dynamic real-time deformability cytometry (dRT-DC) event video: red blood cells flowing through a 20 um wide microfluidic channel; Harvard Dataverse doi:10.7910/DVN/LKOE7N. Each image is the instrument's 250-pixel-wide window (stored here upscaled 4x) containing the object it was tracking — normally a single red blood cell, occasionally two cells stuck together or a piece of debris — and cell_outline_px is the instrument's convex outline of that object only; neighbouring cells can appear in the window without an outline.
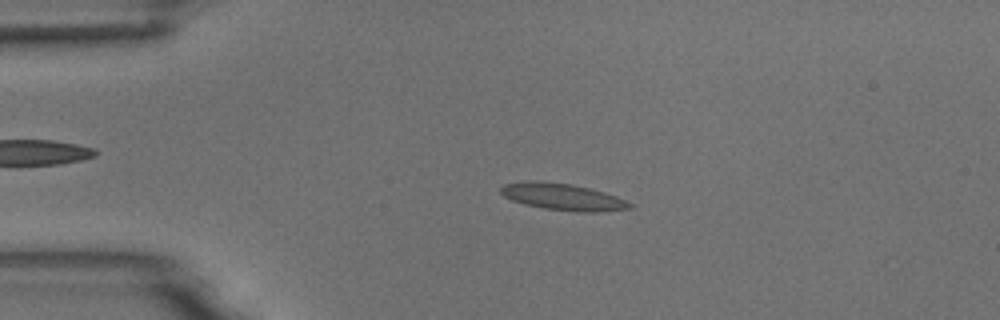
{"species": "common noctule bat (a hibernating species)", "species_latin": "Nyctalus noctula", "temperature_condition": "room temperature", "stored_images_in_passage": 54, "camera_frame_rate_fps": 3000, "um_per_image_px": 0.085, "animal": {"sex": "male", "body_mass_g": 18.8}, "frame": {"image": 1, "passage_image": 11, "time_ms": 3.333, "image_size_px": [1000, 320], "cell_outline_px": [[632, 208], [596, 212], [584, 212], [544, 208], [524, 204], [512, 200], [504, 196], [500, 192], [500, 188], [504, 184], [524, 180], [536, 180], [572, 184], [604, 192], [616, 196], [632, 204]], "centroid_in_image_um": [47.79, 16.71], "position_along_channel_um": 37.2, "area_um2": 20.0}}
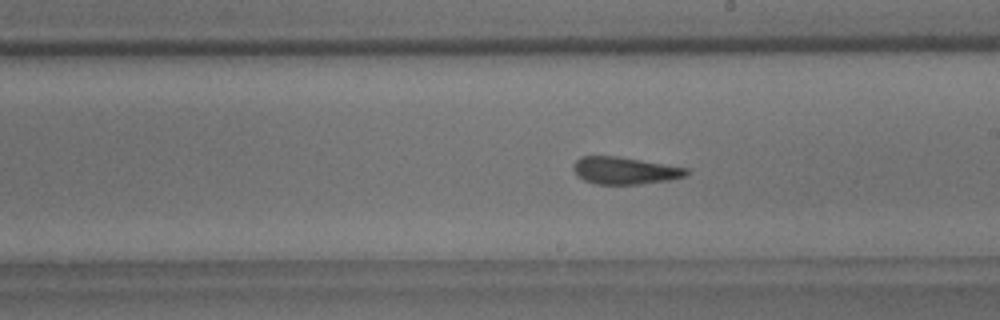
{"frame": {"image": 2, "passage_image": 30, "time_ms": 9.667, "image_size_px": [1000, 320], "cell_outline_px": [[688, 176], [668, 180], [640, 184], [596, 184], [584, 180], [572, 168], [572, 164], [580, 156], [616, 156], [688, 168]], "centroid_in_image_um": [53.1, 14.5], "position_along_channel_um": 235.9, "area_um2": 17.8}}
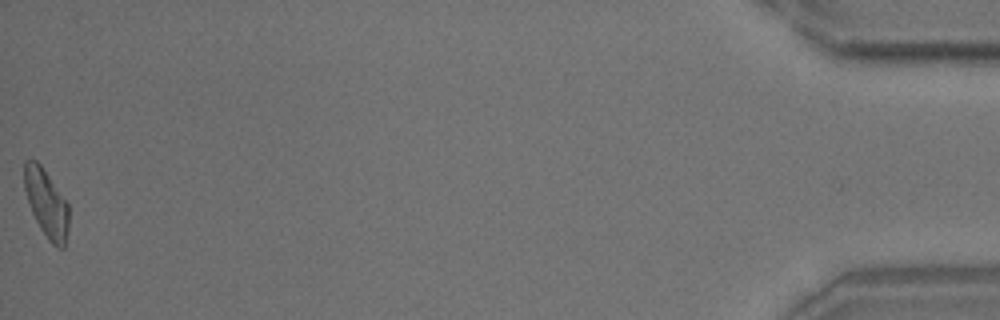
{"frame": {"image": 3, "passage_image": 54, "time_ms": 17.667, "image_size_px": [1000, 320], "cell_outline_px": [[68, 232], [64, 248], [56, 248], [48, 240], [40, 228], [32, 212], [24, 188], [24, 160], [36, 160], [40, 164], [68, 204]], "centroid_in_image_um": [3.94, 17.31], "position_along_channel_um": 431.3, "area_um2": 17.4}, "authors_computed_cell_mechanics": {"area_um2": 18.2648, "velocity_mm_per_s": 3.6695, "shape_relaxation_time_tau1_ms": 5.7488, "shape_relaxation_time_tau2_ms": 2.2549, "deformation_change_tau1": 0.2089, "deformation_change_tau2": 0.0929}}